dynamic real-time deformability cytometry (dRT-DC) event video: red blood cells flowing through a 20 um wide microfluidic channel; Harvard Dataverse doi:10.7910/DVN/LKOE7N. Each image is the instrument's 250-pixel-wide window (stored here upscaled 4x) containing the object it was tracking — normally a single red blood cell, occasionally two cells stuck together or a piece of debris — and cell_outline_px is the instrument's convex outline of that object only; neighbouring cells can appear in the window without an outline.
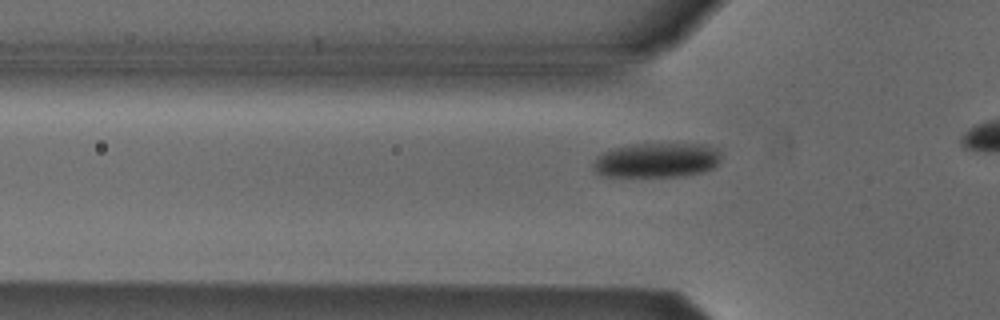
{"species": "Egyptian fruit bat (a non-hibernating species)", "species_latin": "Rousettus aegyptiacus", "temperature_condition": "cold", "stored_images_in_passage": 16, "camera_frame_rate_fps": 3000, "um_per_image_px": 0.085, "animal": {"sex": "male"}, "frame": {"image": 1, "passage_image": 10, "time_ms": 3.0, "image_size_px": [1000, 320], "cell_outline_px": [[720, 156], [716, 164], [712, 168], [700, 172], [676, 176], [604, 176], [596, 172], [592, 168], [592, 164], [596, 156], [612, 148], [636, 144], [704, 144], [716, 148], [720, 152]], "centroid_in_image_um": [55.77, 13.61], "position_along_channel_um": 70.0, "area_um2": 25.61}}
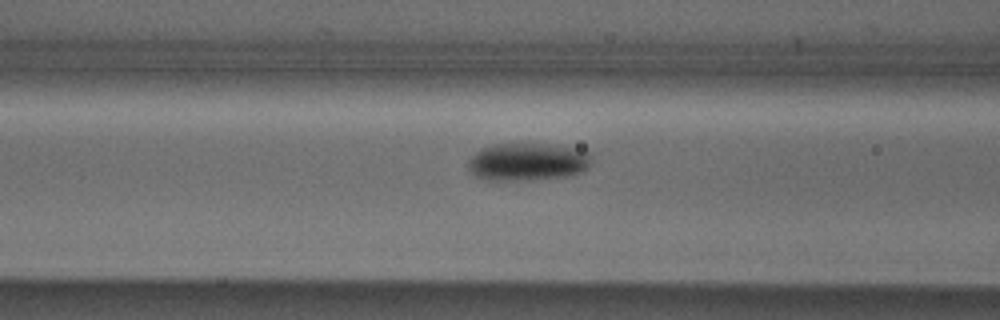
{"frame": {"image": 2, "passage_image": 14, "time_ms": 4.333, "image_size_px": [1000, 320], "cell_outline_px": [[592, 164], [588, 168], [580, 172], [568, 176], [532, 180], [484, 180], [472, 176], [468, 168], [468, 160], [480, 148], [496, 144], [520, 140], [528, 140], [556, 144], [576, 148], [592, 152]], "centroid_in_image_um": [44.86, 13.7], "position_along_channel_um": 121.7, "area_um2": 28.73}}